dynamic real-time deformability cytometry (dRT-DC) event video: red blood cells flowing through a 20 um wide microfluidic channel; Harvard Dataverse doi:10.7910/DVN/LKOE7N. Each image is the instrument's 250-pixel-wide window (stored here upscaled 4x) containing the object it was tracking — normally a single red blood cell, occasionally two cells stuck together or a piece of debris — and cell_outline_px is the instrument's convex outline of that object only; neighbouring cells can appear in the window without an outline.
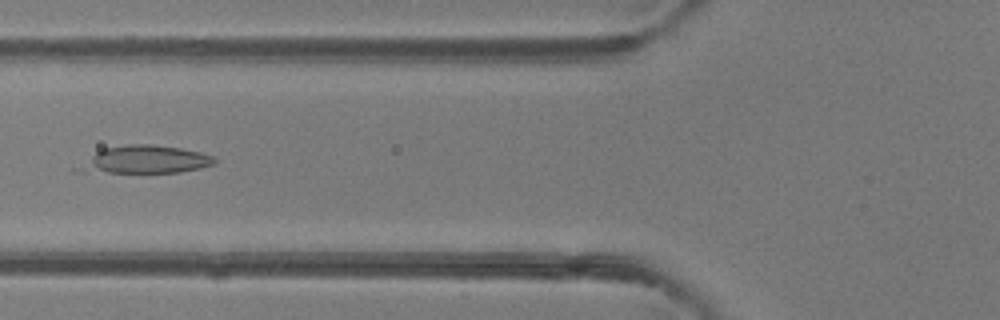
{"species": "common noctule bat (a hibernating species)", "species_latin": "Nyctalus noctula", "temperature_condition": "room temperature", "stored_images_in_passage": 49, "camera_frame_rate_fps": 3000, "um_per_image_px": 0.085, "animal": {"sex": "female"}, "frame": {"image": 1, "passage_image": 19, "time_ms": 6.0, "image_size_px": [1000, 320], "cell_outline_px": [[216, 164], [200, 168], [180, 172], [72, 172], [72, 168], [96, 152], [104, 148], [128, 144], [152, 144], [180, 148], [200, 152], [212, 156], [216, 160]], "centroid_in_image_um": [12.26, 13.57], "position_along_channel_um": 113.5, "area_um2": 22.14}}
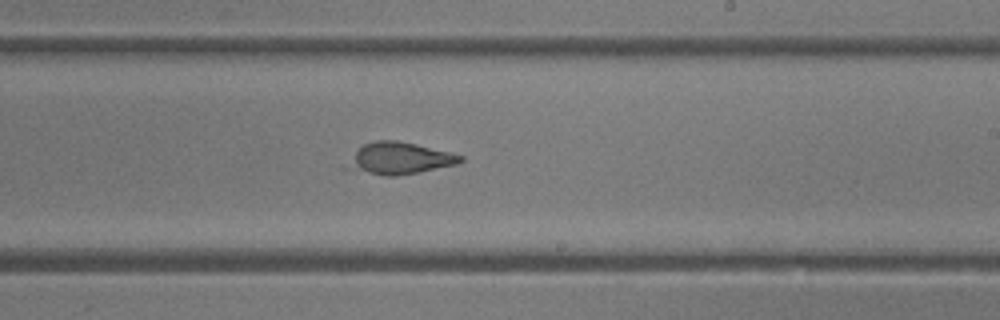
{"frame": {"image": 2, "passage_image": 29, "time_ms": 9.333, "image_size_px": [1000, 320], "cell_outline_px": [[464, 160], [456, 164], [420, 172], [396, 176], [384, 176], [340, 168], [364, 144], [376, 140], [396, 140], [416, 144], [464, 156]], "centroid_in_image_um": [33.89, 13.48], "position_along_channel_um": 255.1, "area_um2": 21.04}}
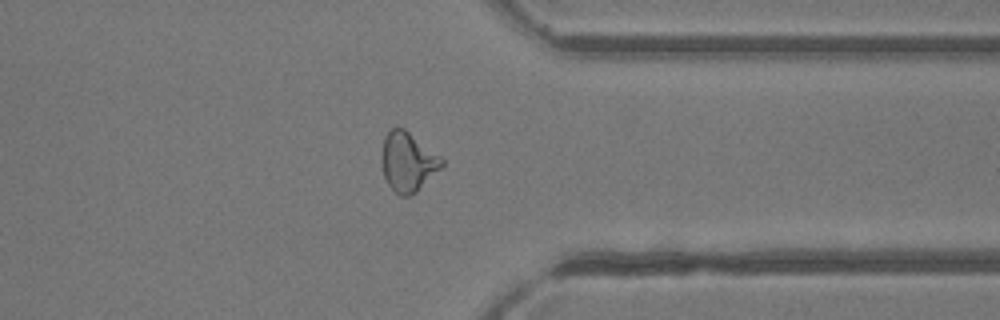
{"frame": {"image": 3, "passage_image": 38, "time_ms": 12.333, "image_size_px": [1000, 320], "cell_outline_px": [[444, 164], [412, 196], [400, 196], [388, 184], [384, 176], [380, 160], [380, 156], [384, 136], [396, 124], [404, 128], [440, 156], [444, 160]], "centroid_in_image_um": [34.62, 13.73], "position_along_channel_um": 376.8, "area_um2": 20.87}, "authors_computed_cell_mechanics": {"area_um2": 22.1374, "velocity_mm_per_s": 4.2416, "shape_relaxation_time_tau1_ms": null, "shape_relaxation_time_tau2_ms": 0.5772, "deformation_change_tau1": null, "deformation_change_tau2": 0.0721}}